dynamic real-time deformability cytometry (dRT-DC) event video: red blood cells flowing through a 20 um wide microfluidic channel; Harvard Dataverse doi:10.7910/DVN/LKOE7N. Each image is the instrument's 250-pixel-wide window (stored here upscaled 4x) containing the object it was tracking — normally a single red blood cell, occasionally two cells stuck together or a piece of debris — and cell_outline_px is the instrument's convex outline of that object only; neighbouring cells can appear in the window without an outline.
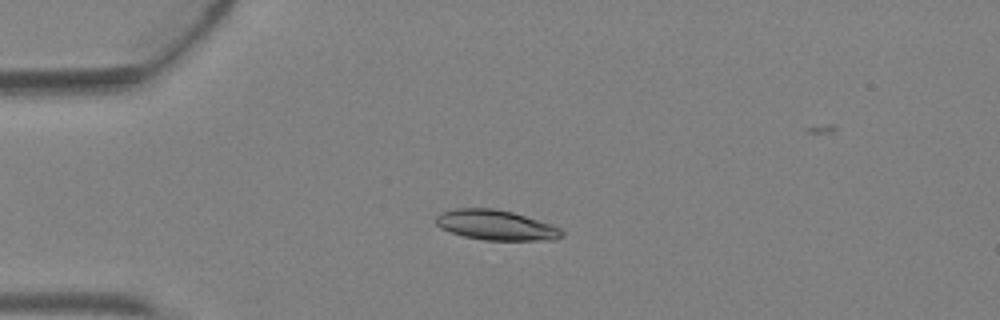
{"species": "Egyptian fruit bat (a non-hibernating species)", "species_latin": "Rousettus aegyptiacus", "temperature_condition": "warm", "stored_images_in_passage": 3, "camera_frame_rate_fps": 3000, "um_per_image_px": 0.085, "animal": {"sex": "female"}, "frame": {"image": 1, "passage_image": 3, "time_ms": 0.667, "image_size_px": [1000, 320], "cell_outline_px": [[564, 236], [556, 240], [484, 240], [464, 236], [440, 228], [436, 224], [436, 216], [440, 212], [456, 208], [492, 208], [512, 212], [552, 224], [560, 228], [564, 232]], "centroid_in_image_um": [42.18, 19.13], "position_along_channel_um": 42.8, "area_um2": 22.14}}